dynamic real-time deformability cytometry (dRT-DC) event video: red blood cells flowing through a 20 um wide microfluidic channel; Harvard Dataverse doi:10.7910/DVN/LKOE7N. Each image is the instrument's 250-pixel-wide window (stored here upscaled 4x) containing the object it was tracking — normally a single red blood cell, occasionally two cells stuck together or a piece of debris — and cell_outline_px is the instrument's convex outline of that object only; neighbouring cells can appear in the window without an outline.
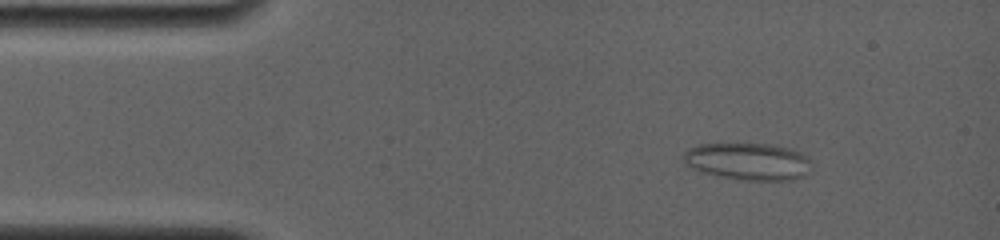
{"species": "common noctule bat (a hibernating species)", "species_latin": "Nyctalus noctula", "temperature_condition": "room temperature", "stored_images_in_passage": 48, "camera_frame_rate_fps": 4000, "um_per_image_px": 0.085, "animal": {"sex": "female", "body_mass_g": 19.0, "forearm_length_mm": 56.7}, "frame": {"image": 1, "passage_image": 6, "time_ms": 1.75, "image_size_px": [1000, 240], "cell_outline_px": [[808, 172], [804, 176], [792, 180], [736, 180], [700, 172], [692, 168], [684, 160], [684, 152], [688, 148], [700, 144], [736, 140], [768, 144], [788, 148], [800, 152], [808, 156]], "centroid_in_image_um": [63.52, 13.68], "position_along_channel_um": 21.5, "area_um2": 28.61}}
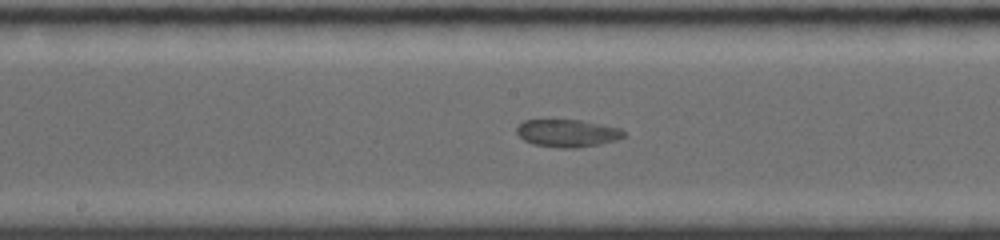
{"frame": {"image": 2, "passage_image": 24, "time_ms": 8.25, "image_size_px": [1000, 240], "cell_outline_px": [[624, 136], [616, 140], [600, 144], [576, 148], [560, 148], [532, 144], [524, 140], [516, 132], [516, 128], [524, 120], [580, 120], [620, 128], [624, 132]], "centroid_in_image_um": [48.21, 11.32], "position_along_channel_um": 200.0, "area_um2": 17.11}}
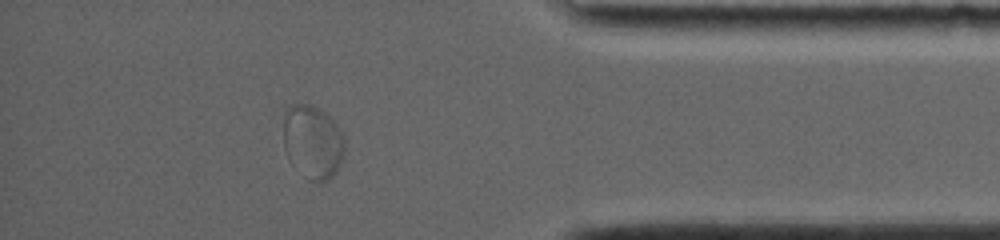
{"frame": {"image": 3, "passage_image": 42, "time_ms": 14.25, "image_size_px": [1000, 240], "cell_outline_px": [[344, 156], [336, 172], [328, 180], [312, 180], [292, 164], [288, 160], [284, 148], [284, 112], [292, 104], [308, 104], [324, 112], [336, 124], [340, 132], [344, 144]], "centroid_in_image_um": [26.56, 12.05], "position_along_channel_um": 408.6, "area_um2": 25.78}}